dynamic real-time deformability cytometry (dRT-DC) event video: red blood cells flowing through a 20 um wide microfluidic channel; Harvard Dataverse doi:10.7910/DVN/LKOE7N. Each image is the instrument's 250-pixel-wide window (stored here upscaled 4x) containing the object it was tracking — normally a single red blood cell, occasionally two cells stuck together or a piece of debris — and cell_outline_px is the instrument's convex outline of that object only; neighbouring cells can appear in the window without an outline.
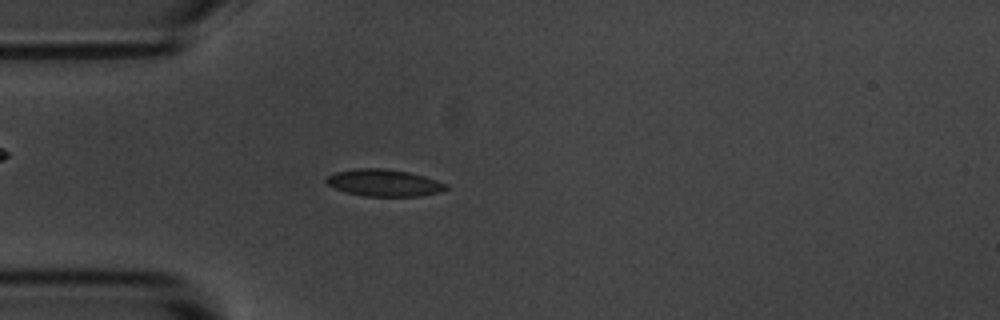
{"species": "common noctule bat (a hibernating species)", "species_latin": "Nyctalus noctula", "temperature_condition": "room temperature", "stored_images_in_passage": 54, "camera_frame_rate_fps": 3000, "um_per_image_px": 0.085, "animal": {"sex": "male", "body_mass_g": 20.1, "forearm_length_mm": 53.5}, "frame": {"image": 1, "passage_image": 14, "time_ms": 4.333, "image_size_px": [1000, 320], "cell_outline_px": [[448, 188], [440, 192], [420, 196], [364, 196], [348, 192], [336, 188], [328, 184], [324, 180], [328, 176], [336, 172], [356, 168], [384, 168], [408, 172], [424, 176], [448, 184]], "centroid_in_image_um": [32.67, 15.53], "position_along_channel_um": 52.3, "area_um2": 18.67}}
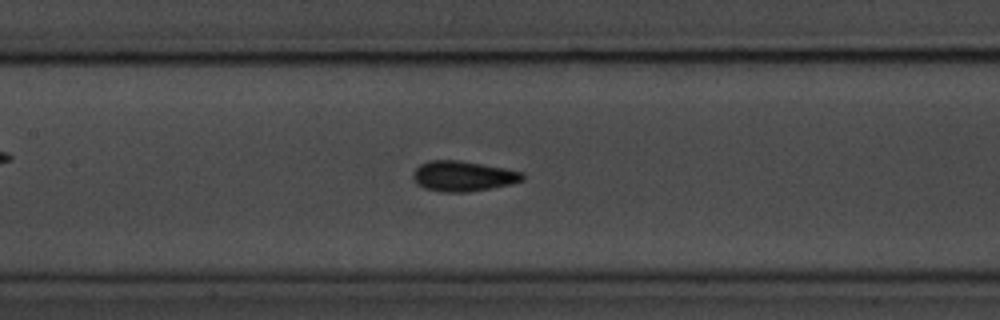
{"frame": {"image": 2, "passage_image": 24, "time_ms": 7.667, "image_size_px": [1000, 320], "cell_outline_px": [[524, 180], [512, 184], [492, 188], [468, 192], [444, 192], [424, 188], [416, 184], [412, 176], [412, 172], [420, 164], [428, 160], [460, 160], [504, 168], [524, 172]], "centroid_in_image_um": [39.35, 14.97], "position_along_channel_um": 168.0, "area_um2": 19.54}}
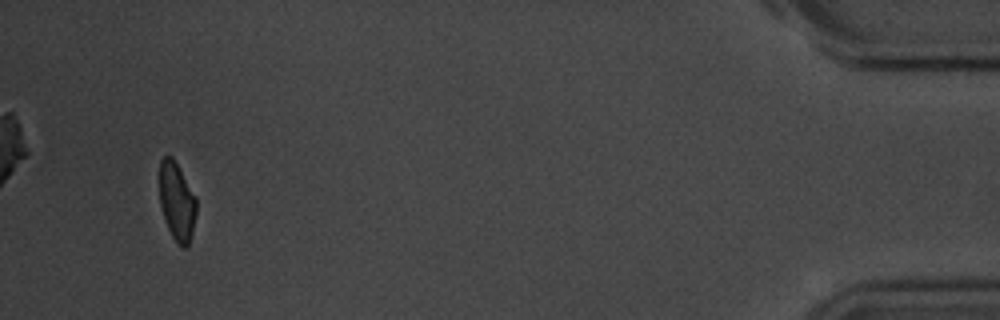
{"frame": {"image": 3, "passage_image": 51, "time_ms": 16.667, "image_size_px": [1000, 320], "cell_outline_px": [[196, 212], [192, 232], [188, 244], [184, 248], [180, 248], [172, 236], [168, 228], [160, 204], [160, 160], [164, 156], [172, 156], [196, 200]], "centroid_in_image_um": [15.02, 17.16], "position_along_channel_um": 420.2, "area_um2": 16.3}, "authors_computed_cell_mechanics": {"area_um2": 18.2648, "velocity_mm_per_s": 3.6655, "shape_relaxation_time_tau1_ms": 3.5389, "shape_relaxation_time_tau2_ms": 1.1186, "deformation_change_tau1": 0.0985, "deformation_change_tau2": 0.0446}}